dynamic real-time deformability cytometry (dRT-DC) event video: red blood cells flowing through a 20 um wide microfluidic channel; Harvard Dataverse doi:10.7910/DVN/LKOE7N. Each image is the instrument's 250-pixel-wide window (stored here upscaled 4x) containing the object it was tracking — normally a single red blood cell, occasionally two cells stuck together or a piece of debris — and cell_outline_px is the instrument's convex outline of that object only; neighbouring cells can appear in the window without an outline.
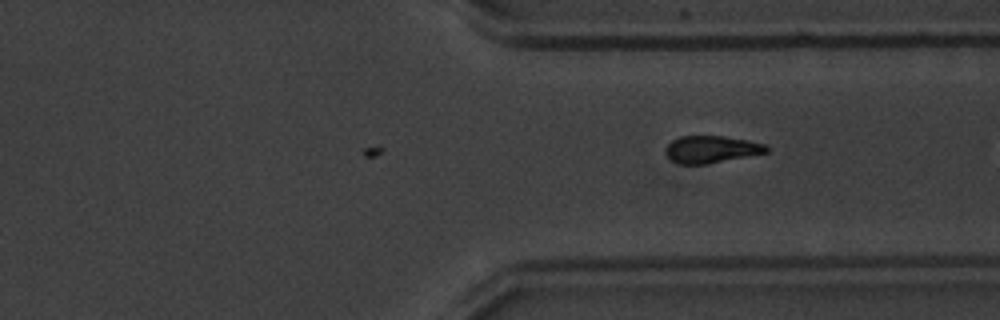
{"species": "common noctule bat (a hibernating species)", "species_latin": "Nyctalus noctula", "temperature_condition": "warm", "stored_images_in_passage": 40, "camera_frame_rate_fps": 3000, "um_per_image_px": 0.085, "animal": {"sex": "male", "body_mass_g": 20.1, "forearm_length_mm": 53.5}, "frame": {"image": 1, "passage_image": 40, "time_ms": 13.0, "image_size_px": [1000, 320], "cell_outline_px": [[768, 152], [708, 164], [680, 164], [672, 160], [664, 152], [664, 148], [672, 140], [680, 136], [724, 136], [748, 140], [764, 144], [768, 148]], "centroid_in_image_um": [60.43, 12.69], "position_along_channel_um": 351.0, "area_um2": 15.95}}